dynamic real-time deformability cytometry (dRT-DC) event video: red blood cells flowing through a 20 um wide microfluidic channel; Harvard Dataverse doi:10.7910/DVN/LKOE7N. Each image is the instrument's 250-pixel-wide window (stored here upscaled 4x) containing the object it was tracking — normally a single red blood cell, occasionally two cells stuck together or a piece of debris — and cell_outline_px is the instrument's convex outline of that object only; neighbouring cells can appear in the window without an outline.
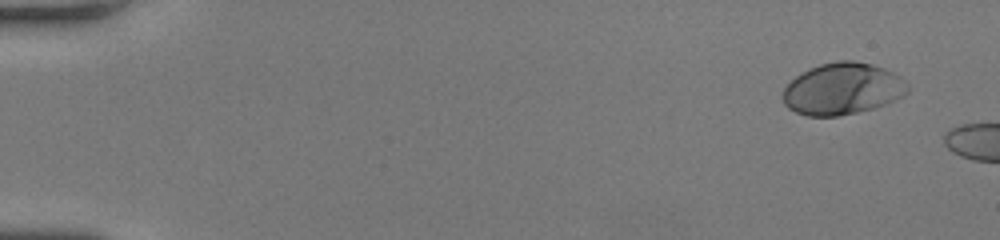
{"species": "human", "species_latin": "Homo sapiens", "temperature_condition": "room temperature", "stored_images_in_passage": 7, "camera_frame_rate_fps": 3000, "um_per_image_px": 0.085, "donor": {"sex": "female"}, "frame": {"image": 1, "passage_image": 1, "time_ms": 0.0, "image_size_px": [1000, 240], "cell_outline_px": [[912, 88], [904, 96], [884, 104], [872, 108], [856, 112], [836, 116], [808, 116], [796, 112], [788, 108], [784, 104], [784, 88], [796, 76], [820, 64], [840, 60], [852, 60], [872, 64], [884, 68], [900, 76]], "centroid_in_image_um": [71.65, 7.54], "position_along_channel_um": 13.3, "area_um2": 37.4}}